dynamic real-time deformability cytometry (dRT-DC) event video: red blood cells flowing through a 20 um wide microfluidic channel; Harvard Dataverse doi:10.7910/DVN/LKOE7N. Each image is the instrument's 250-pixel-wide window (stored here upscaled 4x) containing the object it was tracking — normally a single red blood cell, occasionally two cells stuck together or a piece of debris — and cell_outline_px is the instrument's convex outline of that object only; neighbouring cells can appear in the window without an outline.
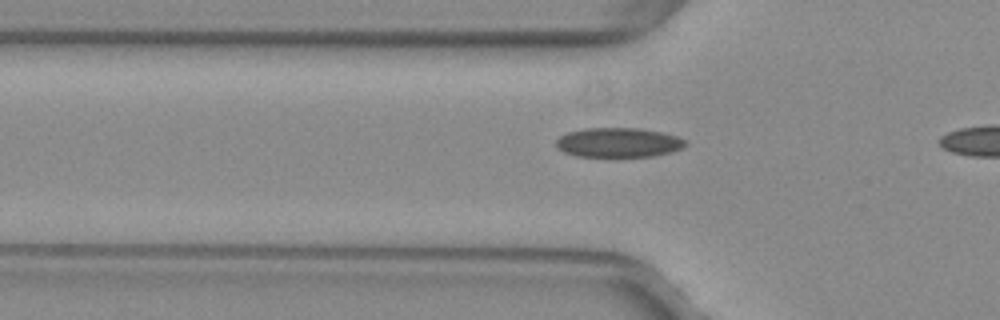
{"species": "common noctule bat (a hibernating species)", "species_latin": "Nyctalus noctula", "temperature_condition": "warm", "stored_images_in_passage": 7, "camera_frame_rate_fps": 3000, "um_per_image_px": 0.085, "animal": {"sex": "female", "body_mass_g": 29.2, "forearm_length_mm": 56.3}, "frame": {"image": 1, "passage_image": 5, "time_ms": 1.333, "image_size_px": [1000, 320], "cell_outline_px": [[688, 144], [680, 148], [668, 152], [652, 156], [576, 156], [564, 152], [556, 144], [556, 140], [560, 136], [568, 132], [584, 128], [640, 128], [660, 132], [676, 136], [684, 140]], "centroid_in_image_um": [52.54, 12.1], "position_along_channel_um": 73.3, "area_um2": 21.91}}